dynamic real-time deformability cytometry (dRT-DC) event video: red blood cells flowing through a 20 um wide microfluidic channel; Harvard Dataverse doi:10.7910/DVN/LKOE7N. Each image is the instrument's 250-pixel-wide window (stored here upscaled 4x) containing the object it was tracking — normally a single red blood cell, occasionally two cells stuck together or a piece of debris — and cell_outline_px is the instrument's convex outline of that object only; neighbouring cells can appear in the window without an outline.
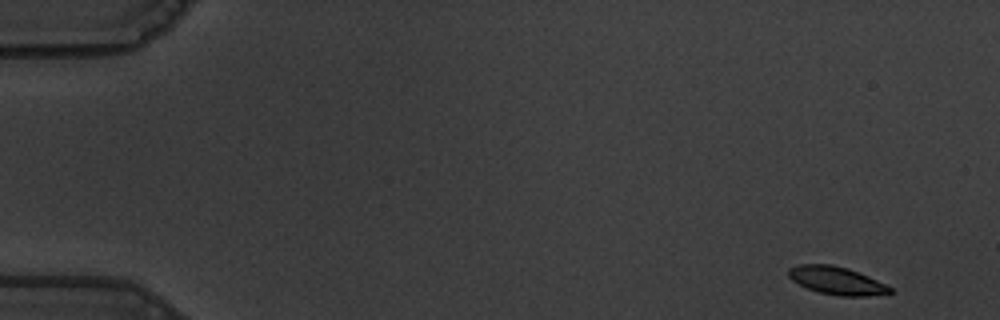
{"species": "common noctule bat (a hibernating species)", "species_latin": "Nyctalus noctula", "temperature_condition": "warm", "stored_images_in_passage": 55, "camera_frame_rate_fps": 3000, "um_per_image_px": 0.085, "animal": {"sex": "male", "body_mass_g": 19.5, "forearm_length_mm": 54.6}, "frame": {"image": 1, "passage_image": 1, "time_ms": 0.0, "image_size_px": [1000, 320], "cell_outline_px": [[892, 292], [868, 296], [840, 296], [820, 292], [808, 288], [792, 280], [788, 276], [788, 268], [800, 264], [832, 264], [848, 268], [868, 276], [892, 288]], "centroid_in_image_um": [71.09, 23.84], "position_along_channel_um": 13.9, "area_um2": 16.3}}
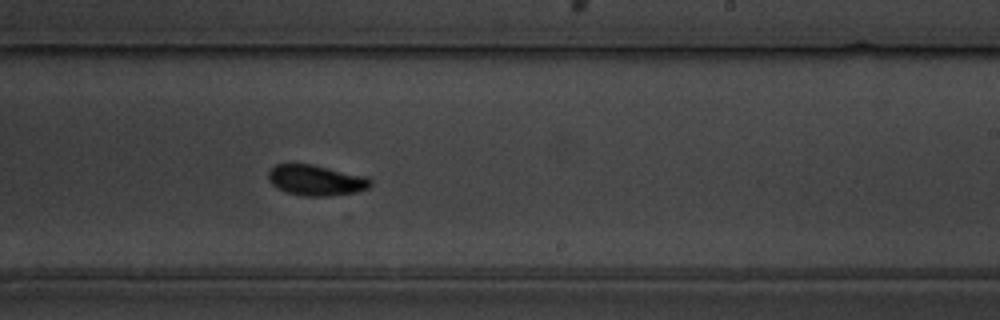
{"frame": {"image": 2, "passage_image": 33, "time_ms": 10.667, "image_size_px": [1000, 320], "cell_outline_px": [[372, 184], [368, 188], [356, 192], [328, 196], [304, 196], [284, 192], [276, 188], [268, 180], [268, 172], [276, 164], [312, 164], [368, 176], [372, 180]], "centroid_in_image_um": [26.87, 15.32], "position_along_channel_um": 262.1, "area_um2": 18.44}}
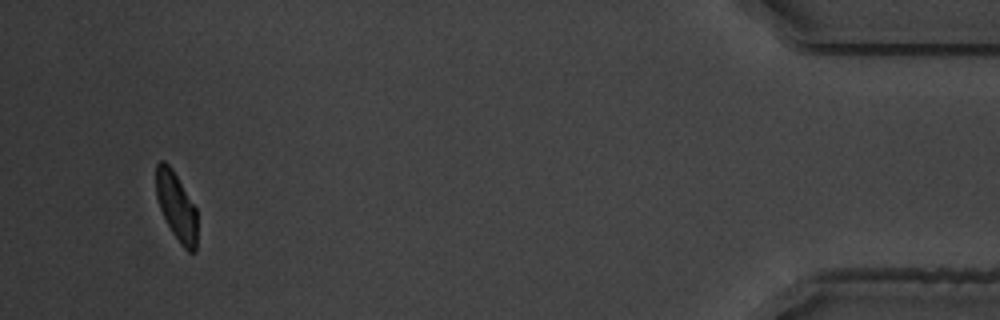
{"frame": {"image": 3, "passage_image": 52, "time_ms": 17.0, "image_size_px": [1000, 320], "cell_outline_px": [[196, 252], [188, 252], [180, 244], [172, 232], [160, 208], [156, 196], [156, 164], [160, 160], [164, 160], [172, 168], [196, 208]], "centroid_in_image_um": [14.99, 17.53], "position_along_channel_um": 420.2, "area_um2": 16.18}, "authors_computed_cell_mechanics": {"area_um2": 17.8024, "velocity_mm_per_s": 3.5845, "shape_relaxation_time_tau1_ms": 2.6662, "shape_relaxation_time_tau2_ms": 3.7015, "deformation_change_tau1": 0.1421, "deformation_change_tau2": 0.085}}